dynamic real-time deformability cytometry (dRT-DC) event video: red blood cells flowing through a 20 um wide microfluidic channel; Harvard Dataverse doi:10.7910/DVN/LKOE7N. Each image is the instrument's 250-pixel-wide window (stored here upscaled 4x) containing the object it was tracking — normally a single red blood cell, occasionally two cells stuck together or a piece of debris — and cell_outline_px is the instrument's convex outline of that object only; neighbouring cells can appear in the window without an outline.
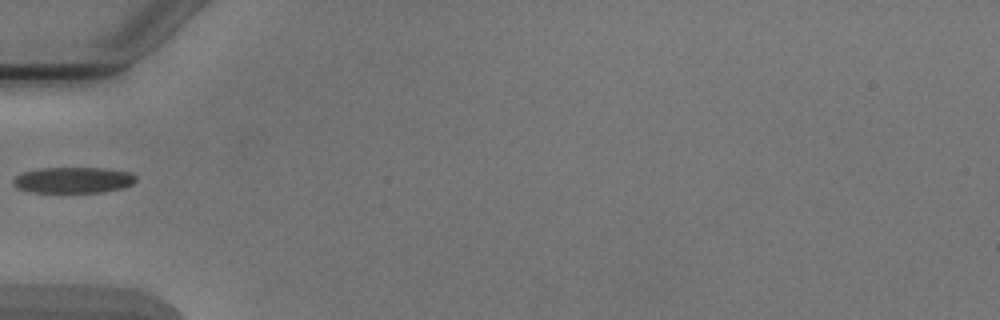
{"species": "Egyptian fruit bat (a non-hibernating species)", "species_latin": "Rousettus aegyptiacus", "temperature_condition": "cold", "stored_images_in_passage": 1, "camera_frame_rate_fps": 3000, "um_per_image_px": 0.085, "animal": {"sex": "male"}, "frame": {"image": 1, "passage_image": 1, "time_ms": 0.0, "image_size_px": [1000, 320], "cell_outline_px": [[136, 180], [132, 184], [124, 188], [100, 192], [32, 192], [20, 188], [12, 184], [12, 180], [16, 176], [24, 172], [40, 168], [104, 168], [132, 172], [136, 176]], "centroid_in_image_um": [6.27, 15.3], "position_along_channel_um": 78.7, "area_um2": 18.55}}